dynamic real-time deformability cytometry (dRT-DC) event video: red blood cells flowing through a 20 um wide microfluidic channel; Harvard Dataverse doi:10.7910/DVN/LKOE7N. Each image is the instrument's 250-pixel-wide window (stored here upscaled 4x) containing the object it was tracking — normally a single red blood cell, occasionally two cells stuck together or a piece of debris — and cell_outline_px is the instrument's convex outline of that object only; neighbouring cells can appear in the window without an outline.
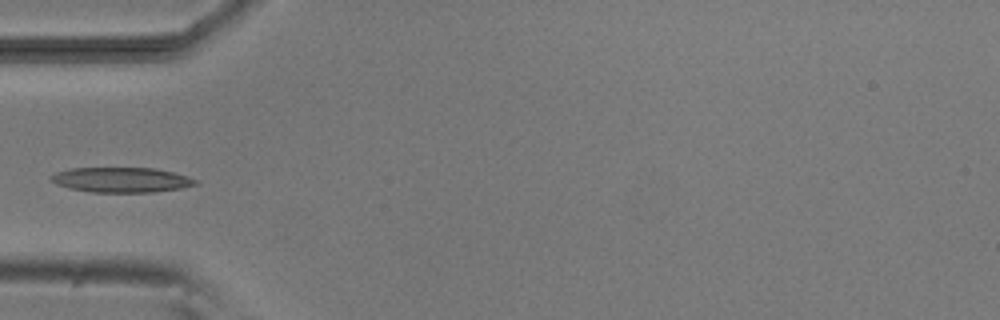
{"species": "common noctule bat (a hibernating species)", "species_latin": "Nyctalus noctula", "temperature_condition": "room temperature", "stored_images_in_passage": 5, "camera_frame_rate_fps": 3000, "um_per_image_px": 0.085, "animal": {"sex": "male", "body_mass_g": 20.5, "forearm_length_mm": 52.5}, "frame": {"image": 1, "passage_image": 5, "time_ms": 5.333, "image_size_px": [1000, 320], "cell_outline_px": [[200, 184], [180, 188], [152, 192], [92, 192], [68, 188], [56, 184], [48, 180], [48, 176], [56, 172], [72, 168], [156, 168], [188, 176], [200, 180]], "centroid_in_image_um": [10.31, 15.28], "position_along_channel_um": 74.7, "area_um2": 21.27}}